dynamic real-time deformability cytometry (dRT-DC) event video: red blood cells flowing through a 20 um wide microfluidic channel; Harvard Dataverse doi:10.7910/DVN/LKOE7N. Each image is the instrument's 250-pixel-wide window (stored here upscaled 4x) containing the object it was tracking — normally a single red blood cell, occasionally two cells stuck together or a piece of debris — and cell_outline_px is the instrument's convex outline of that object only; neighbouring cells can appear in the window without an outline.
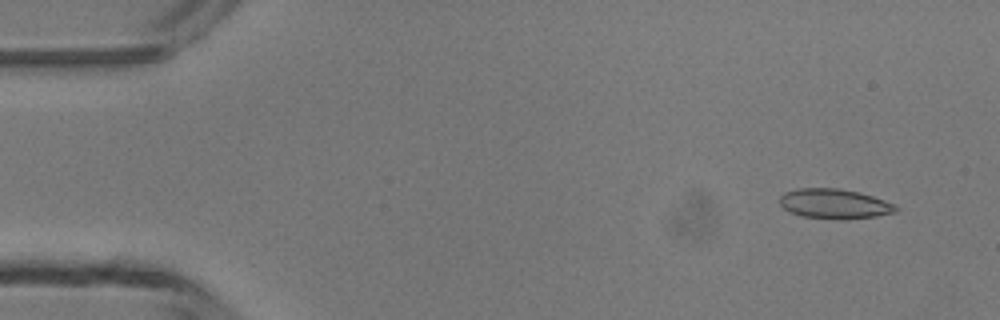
{"species": "common noctule bat (a hibernating species)", "species_latin": "Nyctalus noctula", "temperature_condition": "room temperature", "stored_images_in_passage": 4, "camera_frame_rate_fps": 3000, "um_per_image_px": 0.085, "animal": {"sex": "male", "body_mass_g": 13.3}, "frame": {"image": 1, "passage_image": 1, "time_ms": 0.0, "image_size_px": [1000, 320], "cell_outline_px": [[900, 208], [896, 212], [876, 216], [844, 220], [840, 220], [800, 216], [788, 212], [780, 204], [780, 196], [784, 192], [796, 188], [840, 188], [860, 192], [896, 204]], "centroid_in_image_um": [70.93, 17.33], "position_along_channel_um": 14.1, "area_um2": 20.58}}
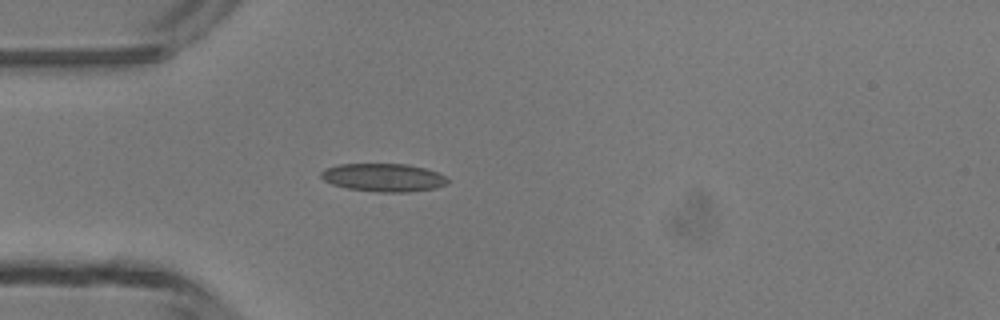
{"frame": {"image": 2, "passage_image": 4, "time_ms": 3.333, "image_size_px": [1000, 320], "cell_outline_px": [[448, 184], [436, 188], [408, 192], [376, 192], [348, 188], [332, 184], [324, 180], [320, 176], [320, 172], [324, 168], [340, 164], [408, 164], [424, 168], [436, 172], [444, 176], [448, 180]], "centroid_in_image_um": [32.58, 15.09], "position_along_channel_um": 52.4, "area_um2": 20.75}}